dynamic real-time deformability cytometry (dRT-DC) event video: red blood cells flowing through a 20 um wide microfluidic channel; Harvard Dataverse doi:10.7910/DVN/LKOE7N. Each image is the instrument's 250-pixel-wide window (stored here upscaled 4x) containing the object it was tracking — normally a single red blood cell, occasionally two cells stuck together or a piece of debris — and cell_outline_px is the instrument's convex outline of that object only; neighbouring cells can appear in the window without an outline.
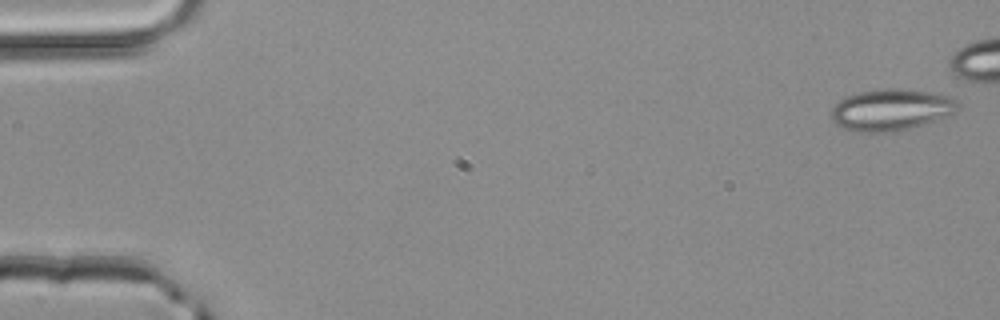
{"species": "common noctule bat (a hibernating species)", "species_latin": "Nyctalus noctula", "temperature_condition": "room temperature", "stored_images_in_passage": 5, "camera_frame_rate_fps": 3000, "um_per_image_px": 0.085, "animal": {"sex": "male", "body_mass_g": 20.4}, "frame": {"image": 1, "passage_image": 1, "time_ms": 0.0, "image_size_px": [1000, 320], "cell_outline_px": [[960, 108], [956, 112], [948, 116], [908, 128], [884, 132], [856, 132], [844, 128], [836, 124], [832, 120], [832, 108], [840, 100], [848, 96], [860, 92], [884, 88], [900, 88], [928, 92], [948, 96], [956, 100], [960, 104]], "centroid_in_image_um": [75.76, 9.32], "position_along_channel_um": 9.2, "area_um2": 30.35}}